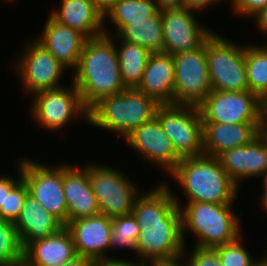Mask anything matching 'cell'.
I'll return each instance as SVG.
<instances>
[{
    "mask_svg": "<svg viewBox=\"0 0 267 266\" xmlns=\"http://www.w3.org/2000/svg\"><path fill=\"white\" fill-rule=\"evenodd\" d=\"M217 158L241 189L244 180H256L267 169V138L261 133L250 144L222 152Z\"/></svg>",
    "mask_w": 267,
    "mask_h": 266,
    "instance_id": "obj_17",
    "label": "cell"
},
{
    "mask_svg": "<svg viewBox=\"0 0 267 266\" xmlns=\"http://www.w3.org/2000/svg\"><path fill=\"white\" fill-rule=\"evenodd\" d=\"M29 194L27 183L22 179L6 195L5 209H0V217L9 222L15 223L22 210L24 201Z\"/></svg>",
    "mask_w": 267,
    "mask_h": 266,
    "instance_id": "obj_32",
    "label": "cell"
},
{
    "mask_svg": "<svg viewBox=\"0 0 267 266\" xmlns=\"http://www.w3.org/2000/svg\"><path fill=\"white\" fill-rule=\"evenodd\" d=\"M80 165L63 162V187L68 208V221L100 214L89 180L88 161L85 160Z\"/></svg>",
    "mask_w": 267,
    "mask_h": 266,
    "instance_id": "obj_18",
    "label": "cell"
},
{
    "mask_svg": "<svg viewBox=\"0 0 267 266\" xmlns=\"http://www.w3.org/2000/svg\"><path fill=\"white\" fill-rule=\"evenodd\" d=\"M116 35L122 40L144 47L150 53L163 52L161 11L145 21L125 25Z\"/></svg>",
    "mask_w": 267,
    "mask_h": 266,
    "instance_id": "obj_27",
    "label": "cell"
},
{
    "mask_svg": "<svg viewBox=\"0 0 267 266\" xmlns=\"http://www.w3.org/2000/svg\"><path fill=\"white\" fill-rule=\"evenodd\" d=\"M42 26V32L33 37L71 74L77 68L87 38L79 31L58 23L50 15Z\"/></svg>",
    "mask_w": 267,
    "mask_h": 266,
    "instance_id": "obj_19",
    "label": "cell"
},
{
    "mask_svg": "<svg viewBox=\"0 0 267 266\" xmlns=\"http://www.w3.org/2000/svg\"><path fill=\"white\" fill-rule=\"evenodd\" d=\"M174 105L199 106L212 91L206 57V41L199 48L173 55Z\"/></svg>",
    "mask_w": 267,
    "mask_h": 266,
    "instance_id": "obj_13",
    "label": "cell"
},
{
    "mask_svg": "<svg viewBox=\"0 0 267 266\" xmlns=\"http://www.w3.org/2000/svg\"><path fill=\"white\" fill-rule=\"evenodd\" d=\"M214 33L206 40V57L212 91H249L245 43Z\"/></svg>",
    "mask_w": 267,
    "mask_h": 266,
    "instance_id": "obj_9",
    "label": "cell"
},
{
    "mask_svg": "<svg viewBox=\"0 0 267 266\" xmlns=\"http://www.w3.org/2000/svg\"><path fill=\"white\" fill-rule=\"evenodd\" d=\"M231 4V6H230ZM229 6L231 8L230 11H232L235 17L243 18L245 21L249 19L248 21H252V19L267 6V0H232L229 3Z\"/></svg>",
    "mask_w": 267,
    "mask_h": 266,
    "instance_id": "obj_34",
    "label": "cell"
},
{
    "mask_svg": "<svg viewBox=\"0 0 267 266\" xmlns=\"http://www.w3.org/2000/svg\"><path fill=\"white\" fill-rule=\"evenodd\" d=\"M23 248L14 223L0 217V266H22Z\"/></svg>",
    "mask_w": 267,
    "mask_h": 266,
    "instance_id": "obj_30",
    "label": "cell"
},
{
    "mask_svg": "<svg viewBox=\"0 0 267 266\" xmlns=\"http://www.w3.org/2000/svg\"><path fill=\"white\" fill-rule=\"evenodd\" d=\"M169 266H185L181 261L177 263L170 264Z\"/></svg>",
    "mask_w": 267,
    "mask_h": 266,
    "instance_id": "obj_45",
    "label": "cell"
},
{
    "mask_svg": "<svg viewBox=\"0 0 267 266\" xmlns=\"http://www.w3.org/2000/svg\"><path fill=\"white\" fill-rule=\"evenodd\" d=\"M202 127L204 155L210 157L248 145L262 133V123L202 122Z\"/></svg>",
    "mask_w": 267,
    "mask_h": 266,
    "instance_id": "obj_20",
    "label": "cell"
},
{
    "mask_svg": "<svg viewBox=\"0 0 267 266\" xmlns=\"http://www.w3.org/2000/svg\"><path fill=\"white\" fill-rule=\"evenodd\" d=\"M119 168L112 164L88 161L89 180L100 213L109 218L132 213L134 202L144 188Z\"/></svg>",
    "mask_w": 267,
    "mask_h": 266,
    "instance_id": "obj_8",
    "label": "cell"
},
{
    "mask_svg": "<svg viewBox=\"0 0 267 266\" xmlns=\"http://www.w3.org/2000/svg\"><path fill=\"white\" fill-rule=\"evenodd\" d=\"M161 180L137 196L132 210L140 226L136 262L145 266L180 262L185 247L181 214L171 190L173 184Z\"/></svg>",
    "mask_w": 267,
    "mask_h": 266,
    "instance_id": "obj_1",
    "label": "cell"
},
{
    "mask_svg": "<svg viewBox=\"0 0 267 266\" xmlns=\"http://www.w3.org/2000/svg\"><path fill=\"white\" fill-rule=\"evenodd\" d=\"M155 117L181 158L204 155L202 118L198 106L160 105Z\"/></svg>",
    "mask_w": 267,
    "mask_h": 266,
    "instance_id": "obj_11",
    "label": "cell"
},
{
    "mask_svg": "<svg viewBox=\"0 0 267 266\" xmlns=\"http://www.w3.org/2000/svg\"><path fill=\"white\" fill-rule=\"evenodd\" d=\"M178 184L184 202L235 204L240 188L225 172L217 157H186L169 174Z\"/></svg>",
    "mask_w": 267,
    "mask_h": 266,
    "instance_id": "obj_4",
    "label": "cell"
},
{
    "mask_svg": "<svg viewBox=\"0 0 267 266\" xmlns=\"http://www.w3.org/2000/svg\"><path fill=\"white\" fill-rule=\"evenodd\" d=\"M160 105L136 88L100 99L88 110L87 125L117 135L121 141L155 117Z\"/></svg>",
    "mask_w": 267,
    "mask_h": 266,
    "instance_id": "obj_5",
    "label": "cell"
},
{
    "mask_svg": "<svg viewBox=\"0 0 267 266\" xmlns=\"http://www.w3.org/2000/svg\"><path fill=\"white\" fill-rule=\"evenodd\" d=\"M93 263H94L93 259L77 254L76 256H74L72 259H70L68 262H66L61 266H93Z\"/></svg>",
    "mask_w": 267,
    "mask_h": 266,
    "instance_id": "obj_41",
    "label": "cell"
},
{
    "mask_svg": "<svg viewBox=\"0 0 267 266\" xmlns=\"http://www.w3.org/2000/svg\"><path fill=\"white\" fill-rule=\"evenodd\" d=\"M197 13L200 16V12L185 7L161 12L163 52L175 55L193 51L214 33L215 28L205 26Z\"/></svg>",
    "mask_w": 267,
    "mask_h": 266,
    "instance_id": "obj_14",
    "label": "cell"
},
{
    "mask_svg": "<svg viewBox=\"0 0 267 266\" xmlns=\"http://www.w3.org/2000/svg\"><path fill=\"white\" fill-rule=\"evenodd\" d=\"M198 108L202 122L262 123L265 105L250 91H211Z\"/></svg>",
    "mask_w": 267,
    "mask_h": 266,
    "instance_id": "obj_12",
    "label": "cell"
},
{
    "mask_svg": "<svg viewBox=\"0 0 267 266\" xmlns=\"http://www.w3.org/2000/svg\"><path fill=\"white\" fill-rule=\"evenodd\" d=\"M158 11L154 0H120L105 14L104 32L109 36L116 35L125 25L145 21ZM107 24H112V28Z\"/></svg>",
    "mask_w": 267,
    "mask_h": 266,
    "instance_id": "obj_25",
    "label": "cell"
},
{
    "mask_svg": "<svg viewBox=\"0 0 267 266\" xmlns=\"http://www.w3.org/2000/svg\"><path fill=\"white\" fill-rule=\"evenodd\" d=\"M262 134L267 138V114H263Z\"/></svg>",
    "mask_w": 267,
    "mask_h": 266,
    "instance_id": "obj_44",
    "label": "cell"
},
{
    "mask_svg": "<svg viewBox=\"0 0 267 266\" xmlns=\"http://www.w3.org/2000/svg\"><path fill=\"white\" fill-rule=\"evenodd\" d=\"M120 0H93L97 10L105 16V14Z\"/></svg>",
    "mask_w": 267,
    "mask_h": 266,
    "instance_id": "obj_42",
    "label": "cell"
},
{
    "mask_svg": "<svg viewBox=\"0 0 267 266\" xmlns=\"http://www.w3.org/2000/svg\"><path fill=\"white\" fill-rule=\"evenodd\" d=\"M123 141L144 164L161 169L166 176L182 160L156 117L134 129Z\"/></svg>",
    "mask_w": 267,
    "mask_h": 266,
    "instance_id": "obj_15",
    "label": "cell"
},
{
    "mask_svg": "<svg viewBox=\"0 0 267 266\" xmlns=\"http://www.w3.org/2000/svg\"><path fill=\"white\" fill-rule=\"evenodd\" d=\"M244 234L234 242L215 247L222 266H251L256 260L255 255L244 245ZM255 257V258H254Z\"/></svg>",
    "mask_w": 267,
    "mask_h": 266,
    "instance_id": "obj_31",
    "label": "cell"
},
{
    "mask_svg": "<svg viewBox=\"0 0 267 266\" xmlns=\"http://www.w3.org/2000/svg\"><path fill=\"white\" fill-rule=\"evenodd\" d=\"M159 11L185 7L184 0H154Z\"/></svg>",
    "mask_w": 267,
    "mask_h": 266,
    "instance_id": "obj_40",
    "label": "cell"
},
{
    "mask_svg": "<svg viewBox=\"0 0 267 266\" xmlns=\"http://www.w3.org/2000/svg\"><path fill=\"white\" fill-rule=\"evenodd\" d=\"M69 84L40 91L29 97L31 102L27 113L41 131L54 134L78 120L76 123H88V110L81 101L80 93L72 82Z\"/></svg>",
    "mask_w": 267,
    "mask_h": 266,
    "instance_id": "obj_7",
    "label": "cell"
},
{
    "mask_svg": "<svg viewBox=\"0 0 267 266\" xmlns=\"http://www.w3.org/2000/svg\"><path fill=\"white\" fill-rule=\"evenodd\" d=\"M252 20L254 23V27L256 30H259L260 33L264 38V44L267 42V6L262 9Z\"/></svg>",
    "mask_w": 267,
    "mask_h": 266,
    "instance_id": "obj_38",
    "label": "cell"
},
{
    "mask_svg": "<svg viewBox=\"0 0 267 266\" xmlns=\"http://www.w3.org/2000/svg\"><path fill=\"white\" fill-rule=\"evenodd\" d=\"M226 3L227 0H184L185 8L192 9L200 12L201 14L208 9H214V7ZM213 7V8H212Z\"/></svg>",
    "mask_w": 267,
    "mask_h": 266,
    "instance_id": "obj_36",
    "label": "cell"
},
{
    "mask_svg": "<svg viewBox=\"0 0 267 266\" xmlns=\"http://www.w3.org/2000/svg\"><path fill=\"white\" fill-rule=\"evenodd\" d=\"M245 63L249 91L265 104L267 101V45L245 42Z\"/></svg>",
    "mask_w": 267,
    "mask_h": 266,
    "instance_id": "obj_28",
    "label": "cell"
},
{
    "mask_svg": "<svg viewBox=\"0 0 267 266\" xmlns=\"http://www.w3.org/2000/svg\"><path fill=\"white\" fill-rule=\"evenodd\" d=\"M174 79L173 55L165 52L151 53L136 89L159 105H174Z\"/></svg>",
    "mask_w": 267,
    "mask_h": 266,
    "instance_id": "obj_21",
    "label": "cell"
},
{
    "mask_svg": "<svg viewBox=\"0 0 267 266\" xmlns=\"http://www.w3.org/2000/svg\"><path fill=\"white\" fill-rule=\"evenodd\" d=\"M259 180L262 179V181H260L261 185V190L260 191V196H259V205L258 207L261 206V211L264 210L263 212L265 213V216H267V169L265 170L264 173H262L259 177Z\"/></svg>",
    "mask_w": 267,
    "mask_h": 266,
    "instance_id": "obj_39",
    "label": "cell"
},
{
    "mask_svg": "<svg viewBox=\"0 0 267 266\" xmlns=\"http://www.w3.org/2000/svg\"><path fill=\"white\" fill-rule=\"evenodd\" d=\"M140 233V226L132 213L112 218V230L110 237V251L127 250L132 253V260L136 262L137 239ZM134 253V254H133ZM135 258V259H134Z\"/></svg>",
    "mask_w": 267,
    "mask_h": 266,
    "instance_id": "obj_29",
    "label": "cell"
},
{
    "mask_svg": "<svg viewBox=\"0 0 267 266\" xmlns=\"http://www.w3.org/2000/svg\"><path fill=\"white\" fill-rule=\"evenodd\" d=\"M14 226L23 250L31 243L59 232L65 225L28 194Z\"/></svg>",
    "mask_w": 267,
    "mask_h": 266,
    "instance_id": "obj_23",
    "label": "cell"
},
{
    "mask_svg": "<svg viewBox=\"0 0 267 266\" xmlns=\"http://www.w3.org/2000/svg\"><path fill=\"white\" fill-rule=\"evenodd\" d=\"M265 108H264V111H263V114H267V101L265 102Z\"/></svg>",
    "mask_w": 267,
    "mask_h": 266,
    "instance_id": "obj_46",
    "label": "cell"
},
{
    "mask_svg": "<svg viewBox=\"0 0 267 266\" xmlns=\"http://www.w3.org/2000/svg\"><path fill=\"white\" fill-rule=\"evenodd\" d=\"M22 157V176L29 194L64 225L68 222V208L63 187V163L57 165Z\"/></svg>",
    "mask_w": 267,
    "mask_h": 266,
    "instance_id": "obj_10",
    "label": "cell"
},
{
    "mask_svg": "<svg viewBox=\"0 0 267 266\" xmlns=\"http://www.w3.org/2000/svg\"><path fill=\"white\" fill-rule=\"evenodd\" d=\"M173 189L171 188L173 198L181 214L182 237L185 245H189L186 239L191 233L195 238L194 246L201 248H215L228 244L244 234L242 227L244 217L241 212L234 210V204L183 202L179 197L181 194L178 192L177 196Z\"/></svg>",
    "mask_w": 267,
    "mask_h": 266,
    "instance_id": "obj_3",
    "label": "cell"
},
{
    "mask_svg": "<svg viewBox=\"0 0 267 266\" xmlns=\"http://www.w3.org/2000/svg\"><path fill=\"white\" fill-rule=\"evenodd\" d=\"M3 1H4V3H5V2H6V3H9V2L12 3V2H14V1L16 2V0H3ZM7 1H8V2H7Z\"/></svg>",
    "mask_w": 267,
    "mask_h": 266,
    "instance_id": "obj_47",
    "label": "cell"
},
{
    "mask_svg": "<svg viewBox=\"0 0 267 266\" xmlns=\"http://www.w3.org/2000/svg\"><path fill=\"white\" fill-rule=\"evenodd\" d=\"M48 13L58 23L69 26L87 39L105 34L104 16L93 0H60Z\"/></svg>",
    "mask_w": 267,
    "mask_h": 266,
    "instance_id": "obj_22",
    "label": "cell"
},
{
    "mask_svg": "<svg viewBox=\"0 0 267 266\" xmlns=\"http://www.w3.org/2000/svg\"><path fill=\"white\" fill-rule=\"evenodd\" d=\"M93 266H145L128 258L94 260Z\"/></svg>",
    "mask_w": 267,
    "mask_h": 266,
    "instance_id": "obj_37",
    "label": "cell"
},
{
    "mask_svg": "<svg viewBox=\"0 0 267 266\" xmlns=\"http://www.w3.org/2000/svg\"><path fill=\"white\" fill-rule=\"evenodd\" d=\"M181 262L185 266H222L221 260L214 248L192 246L188 249L187 245L184 247Z\"/></svg>",
    "mask_w": 267,
    "mask_h": 266,
    "instance_id": "obj_33",
    "label": "cell"
},
{
    "mask_svg": "<svg viewBox=\"0 0 267 266\" xmlns=\"http://www.w3.org/2000/svg\"><path fill=\"white\" fill-rule=\"evenodd\" d=\"M69 79L89 110L96 102L127 89L121 78L113 38L103 34L85 41L77 68Z\"/></svg>",
    "mask_w": 267,
    "mask_h": 266,
    "instance_id": "obj_2",
    "label": "cell"
},
{
    "mask_svg": "<svg viewBox=\"0 0 267 266\" xmlns=\"http://www.w3.org/2000/svg\"><path fill=\"white\" fill-rule=\"evenodd\" d=\"M65 227L72 235L76 254L93 260L110 258H130L109 255L112 218L98 214L87 218L68 221Z\"/></svg>",
    "mask_w": 267,
    "mask_h": 266,
    "instance_id": "obj_16",
    "label": "cell"
},
{
    "mask_svg": "<svg viewBox=\"0 0 267 266\" xmlns=\"http://www.w3.org/2000/svg\"><path fill=\"white\" fill-rule=\"evenodd\" d=\"M13 169L16 171L13 175L0 174V209H5L6 195L23 179L22 176V156L16 159Z\"/></svg>",
    "mask_w": 267,
    "mask_h": 266,
    "instance_id": "obj_35",
    "label": "cell"
},
{
    "mask_svg": "<svg viewBox=\"0 0 267 266\" xmlns=\"http://www.w3.org/2000/svg\"><path fill=\"white\" fill-rule=\"evenodd\" d=\"M31 38H27L26 43L21 46L22 50L16 52L13 62L10 61L13 64V66L11 65L12 73L15 72V76L21 84L22 92L20 94L25 95V98L40 91L65 86L64 74H70L32 35Z\"/></svg>",
    "mask_w": 267,
    "mask_h": 266,
    "instance_id": "obj_6",
    "label": "cell"
},
{
    "mask_svg": "<svg viewBox=\"0 0 267 266\" xmlns=\"http://www.w3.org/2000/svg\"><path fill=\"white\" fill-rule=\"evenodd\" d=\"M257 257L251 266H267V253L264 251V254ZM260 257V258H259Z\"/></svg>",
    "mask_w": 267,
    "mask_h": 266,
    "instance_id": "obj_43",
    "label": "cell"
},
{
    "mask_svg": "<svg viewBox=\"0 0 267 266\" xmlns=\"http://www.w3.org/2000/svg\"><path fill=\"white\" fill-rule=\"evenodd\" d=\"M76 255L72 235L64 227L47 238L31 242L23 250V266H61Z\"/></svg>",
    "mask_w": 267,
    "mask_h": 266,
    "instance_id": "obj_24",
    "label": "cell"
},
{
    "mask_svg": "<svg viewBox=\"0 0 267 266\" xmlns=\"http://www.w3.org/2000/svg\"><path fill=\"white\" fill-rule=\"evenodd\" d=\"M110 36L116 45L124 86L127 89L137 88L151 53L142 46L120 39L117 35Z\"/></svg>",
    "mask_w": 267,
    "mask_h": 266,
    "instance_id": "obj_26",
    "label": "cell"
}]
</instances>
